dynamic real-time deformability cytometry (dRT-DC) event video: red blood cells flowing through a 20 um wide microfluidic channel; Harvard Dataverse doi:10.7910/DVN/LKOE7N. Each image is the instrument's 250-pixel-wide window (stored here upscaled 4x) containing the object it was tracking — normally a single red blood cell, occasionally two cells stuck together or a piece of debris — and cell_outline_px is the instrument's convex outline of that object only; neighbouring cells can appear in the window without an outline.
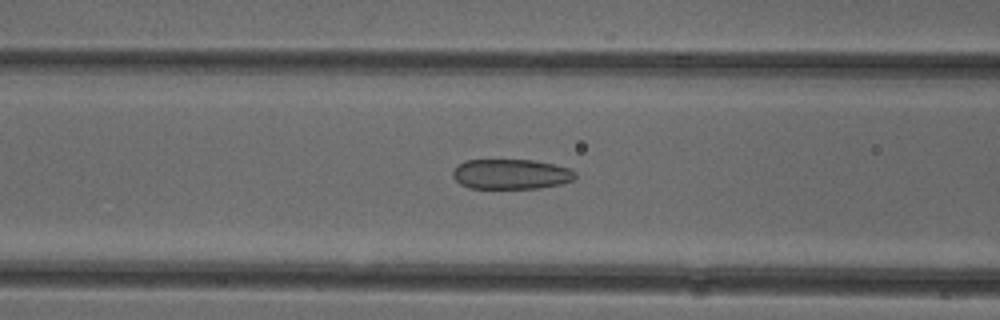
{"species": "common noctule bat (a hibernating species)", "species_latin": "Nyctalus noctula", "temperature_condition": "cold", "stored_images_in_passage": 52, "camera_frame_rate_fps": 3000, "um_per_image_px": 0.085, "animal": {"sex": "female"}, "frame": {"image": 1, "passage_image": 21, "time_ms": 6.667, "image_size_px": [1000, 320], "cell_outline_px": [[576, 176], [572, 180], [560, 184], [540, 188], [472, 188], [460, 184], [452, 176], [452, 172], [464, 160], [532, 160], [556, 164], [572, 168], [576, 172]], "centroid_in_image_um": [43.47, 14.79], "position_along_channel_um": 123.1, "area_um2": 21.5}}
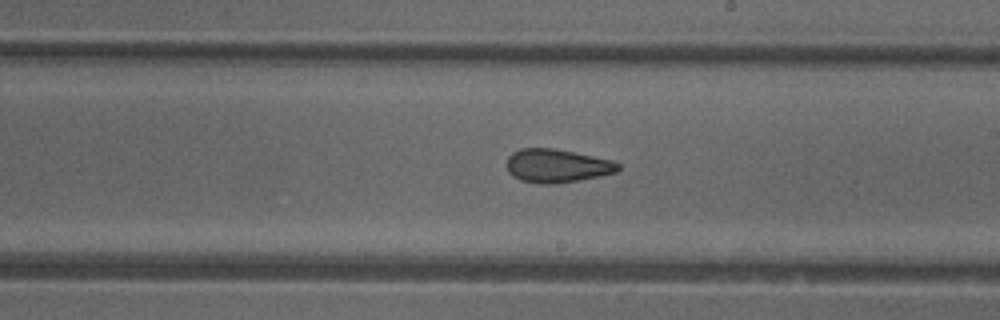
{"frame": {"image": 2, "passage_image": 30, "time_ms": 9.667, "image_size_px": [1000, 320], "cell_outline_px": [[620, 168], [616, 172], [600, 176], [580, 180], [552, 184], [540, 184], [520, 180], [512, 176], [508, 172], [508, 156], [512, 152], [520, 148], [552, 148], [612, 160], [620, 164]], "centroid_in_image_um": [47.33, 14.1], "position_along_channel_um": 241.7, "area_um2": 21.68}}
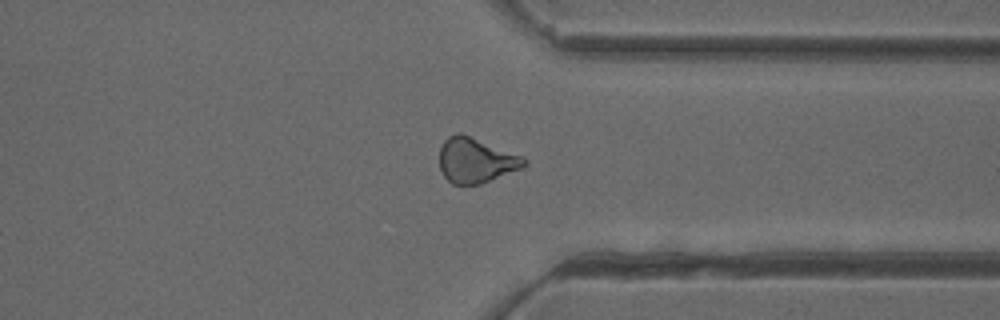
{"frame": {"image": 3, "passage_image": 40, "time_ms": 13.0, "image_size_px": [1000, 320], "cell_outline_px": [[528, 164], [520, 168], [480, 184], [452, 184], [440, 172], [440, 148], [444, 140], [448, 136], [456, 132], [460, 132], [524, 156], [528, 160]], "centroid_in_image_um": [40.44, 13.61], "position_along_channel_um": 371.0, "area_um2": 22.25}, "authors_computed_cell_mechanics": {"area_um2": 22.4264, "velocity_mm_per_s": 3.9469, "shape_relaxation_time_tau1_ms": null, "shape_relaxation_time_tau2_ms": 2.4548, "deformation_change_tau1": null, "deformation_change_tau2": 0.0958}}